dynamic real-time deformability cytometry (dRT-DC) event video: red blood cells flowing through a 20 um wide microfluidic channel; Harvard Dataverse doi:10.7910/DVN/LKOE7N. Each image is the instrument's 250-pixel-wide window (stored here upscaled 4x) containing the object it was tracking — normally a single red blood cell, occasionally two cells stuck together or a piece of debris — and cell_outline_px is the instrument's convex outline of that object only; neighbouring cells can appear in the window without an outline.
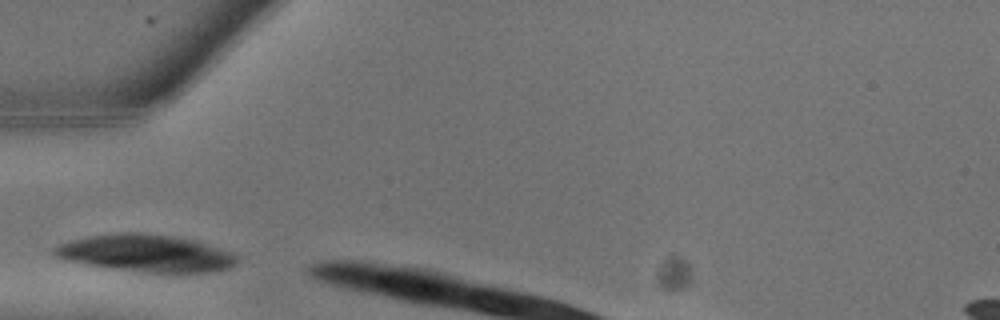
{"species": "common noctule bat (a hibernating species)", "species_latin": "Nyctalus noctula", "temperature_condition": "warm", "stored_images_in_passage": 3, "camera_frame_rate_fps": 3000, "um_per_image_px": 0.085, "animal": {"sex": "male", "body_mass_g": 13.3}, "frame": {"image": 1, "passage_image": 1, "time_ms": 0.0, "image_size_px": [1000, 320], "cell_outline_px": [[240, 260], [236, 264], [228, 268], [212, 272], [140, 272], [108, 268], [88, 264], [56, 256], [52, 252], [52, 248], [56, 244], [68, 240], [88, 236], [120, 232], [140, 232], [176, 236], [196, 240], [232, 252]], "centroid_in_image_um": [12.42, 21.51], "position_along_channel_um": 72.6, "area_um2": 39.82}}